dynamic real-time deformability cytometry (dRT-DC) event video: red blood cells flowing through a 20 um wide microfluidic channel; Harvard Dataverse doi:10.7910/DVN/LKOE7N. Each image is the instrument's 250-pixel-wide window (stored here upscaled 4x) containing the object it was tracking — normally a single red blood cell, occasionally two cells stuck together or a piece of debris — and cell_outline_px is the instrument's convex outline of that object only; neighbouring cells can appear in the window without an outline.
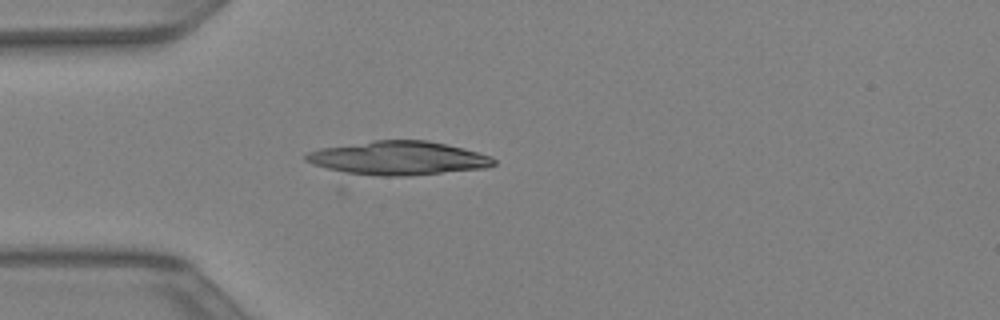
{"species": "Egyptian fruit bat (a non-hibernating species)", "species_latin": "Rousettus aegyptiacus", "temperature_condition": "warm", "stored_images_in_passage": 46, "camera_frame_rate_fps": 3000, "um_per_image_px": 0.085, "animal": {"sex": "female"}, "frame": {"image": 1, "passage_image": 17, "time_ms": 5.333, "image_size_px": [1000, 320], "cell_outline_px": [[496, 164], [488, 168], [408, 176], [380, 176], [340, 172], [312, 164], [304, 160], [304, 156], [308, 152], [320, 148], [372, 140], [428, 140], [464, 148], [488, 156], [496, 160]], "centroid_in_image_um": [33.83, 13.44], "position_along_channel_um": 51.2, "area_um2": 37.11}}
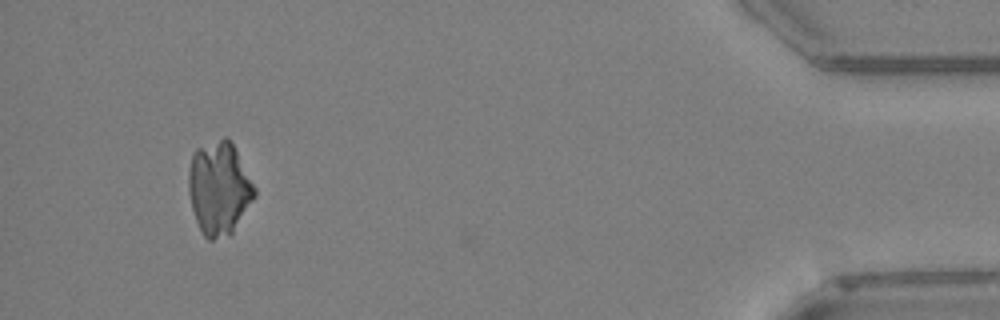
{"frame": {"image": 2, "passage_image": 45, "time_ms": 14.667, "image_size_px": [1000, 320], "cell_outline_px": [[256, 196], [232, 232], [228, 236], [212, 240], [208, 240], [204, 236], [196, 220], [192, 208], [188, 192], [188, 172], [192, 152], [196, 148], [224, 136], [232, 144], [256, 188]], "centroid_in_image_um": [18.6, 16.0], "position_along_channel_um": 416.6, "area_um2": 35.72}}